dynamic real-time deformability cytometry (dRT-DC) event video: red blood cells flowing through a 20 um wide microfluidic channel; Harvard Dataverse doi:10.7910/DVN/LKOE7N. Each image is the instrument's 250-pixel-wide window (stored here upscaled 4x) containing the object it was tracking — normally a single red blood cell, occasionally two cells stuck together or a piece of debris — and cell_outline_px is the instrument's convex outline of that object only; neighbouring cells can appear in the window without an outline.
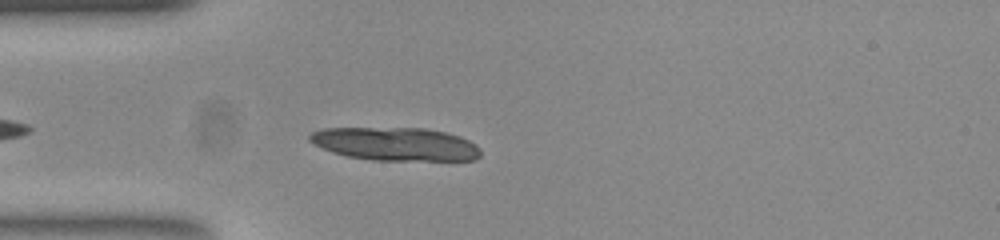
{"species": "common noctule bat (a hibernating species)", "species_latin": "Nyctalus noctula", "temperature_condition": "room temperature", "stored_images_in_passage": 29, "camera_frame_rate_fps": 3000, "um_per_image_px": 0.085, "animal": {"sex": "female", "body_mass_g": 23.0, "forearm_length_mm": 53.4}, "frame": {"image": 1, "passage_image": 5, "time_ms": 1.333, "image_size_px": [1000, 240], "cell_outline_px": [[480, 156], [476, 160], [372, 160], [348, 156], [332, 152], [308, 140], [308, 136], [312, 132], [324, 128], [424, 128], [448, 132], [460, 136], [476, 144], [480, 148]], "centroid_in_image_um": [33.65, 12.24], "position_along_channel_um": 51.3, "area_um2": 33.12}}